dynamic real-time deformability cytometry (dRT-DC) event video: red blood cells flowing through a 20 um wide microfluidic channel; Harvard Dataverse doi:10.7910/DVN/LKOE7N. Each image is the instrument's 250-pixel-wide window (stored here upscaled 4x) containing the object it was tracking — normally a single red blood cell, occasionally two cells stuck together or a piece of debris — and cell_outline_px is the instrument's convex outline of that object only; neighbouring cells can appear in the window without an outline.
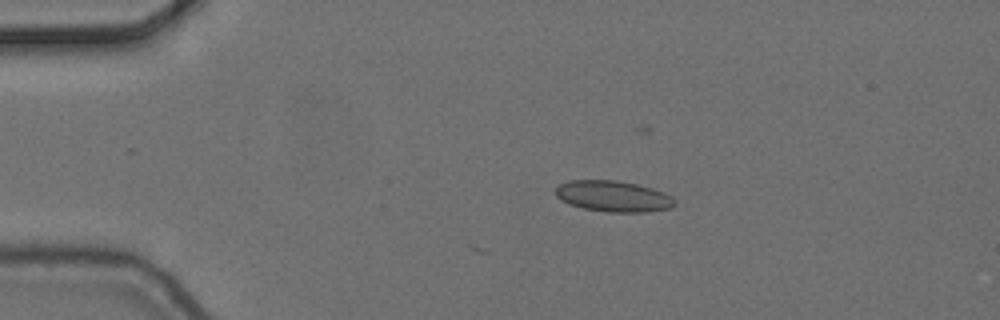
{"species": "common noctule bat (a hibernating species)", "species_latin": "Nyctalus noctula", "temperature_condition": "cold", "stored_images_in_passage": 4, "camera_frame_rate_fps": 3000, "um_per_image_px": 0.085, "animal": {"sex": "female", "body_mass_g": 24.6, "forearm_length_mm": 56.2}, "frame": {"image": 1, "passage_image": 3, "time_ms": 0.667, "image_size_px": [1000, 320], "cell_outline_px": [[676, 204], [672, 208], [648, 212], [608, 212], [584, 208], [568, 204], [560, 200], [556, 196], [556, 188], [560, 184], [568, 180], [616, 180], [636, 184], [652, 188], [664, 192], [672, 196], [676, 200]], "centroid_in_image_um": [52.15, 16.68], "position_along_channel_um": 32.8, "area_um2": 21.73}}